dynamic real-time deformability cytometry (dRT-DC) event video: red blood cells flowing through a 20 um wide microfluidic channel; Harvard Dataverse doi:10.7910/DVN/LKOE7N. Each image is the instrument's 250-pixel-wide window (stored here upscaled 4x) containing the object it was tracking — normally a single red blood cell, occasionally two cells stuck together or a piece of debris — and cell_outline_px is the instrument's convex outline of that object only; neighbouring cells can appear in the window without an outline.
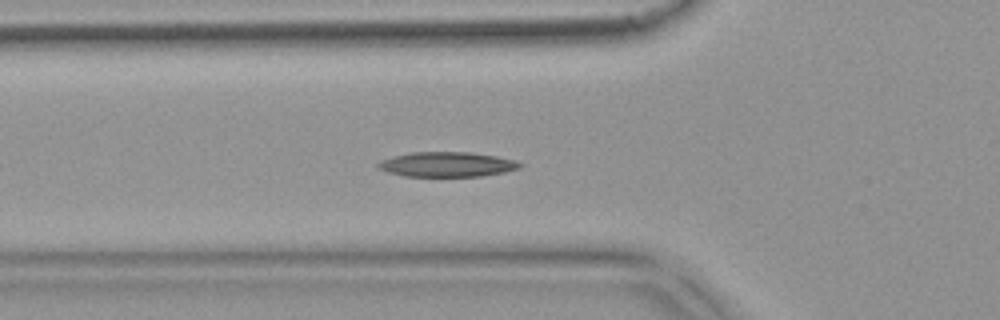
{"species": "common noctule bat (a hibernating species)", "species_latin": "Nyctalus noctula", "temperature_condition": "warm", "stored_images_in_passage": 34, "camera_frame_rate_fps": 3000, "um_per_image_px": 0.085, "animal": {"sex": "female", "body_mass_g": 18.4}, "frame": {"image": 1, "passage_image": 10, "time_ms": 3.0, "image_size_px": [1000, 320], "cell_outline_px": [[524, 164], [520, 168], [504, 172], [480, 176], [404, 176], [388, 172], [376, 168], [376, 164], [380, 160], [392, 156], [412, 152], [468, 152], [496, 156], [512, 160]], "centroid_in_image_um": [37.94, 13.97], "position_along_channel_um": 87.9, "area_um2": 20.52}}
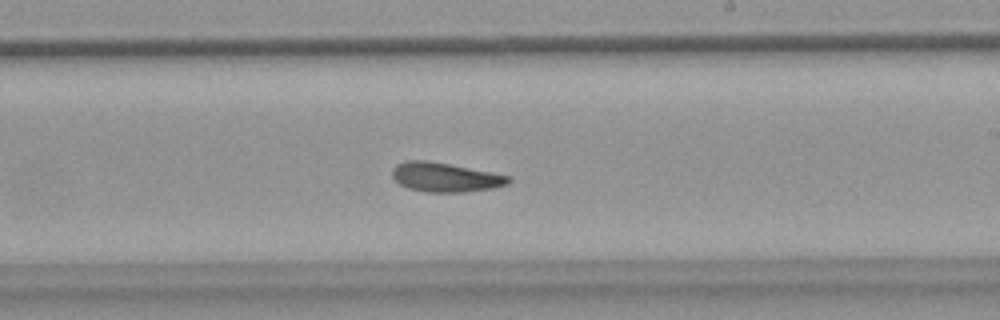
{"frame": {"image": 2, "passage_image": 23, "time_ms": 7.333, "image_size_px": [1000, 320], "cell_outline_px": [[512, 180], [508, 184], [492, 188], [464, 192], [424, 192], [408, 188], [400, 184], [392, 176], [392, 168], [396, 164], [408, 160], [428, 160], [492, 172], [512, 176]], "centroid_in_image_um": [37.85, 15.06], "position_along_channel_um": 251.1, "area_um2": 19.94}}
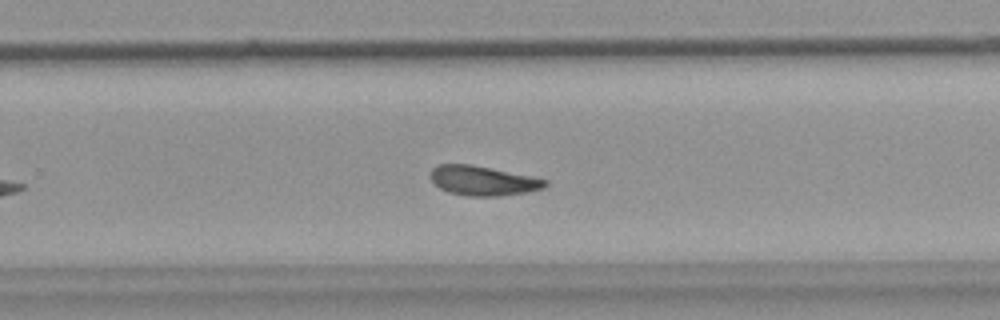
{"frame": {"image": 3, "passage_image": 26, "time_ms": 8.333, "image_size_px": [1000, 320], "cell_outline_px": [[548, 184], [544, 188], [524, 192], [496, 196], [468, 196], [448, 192], [440, 188], [428, 176], [432, 168], [440, 164], [472, 164], [548, 180]], "centroid_in_image_um": [41.01, 15.35], "position_along_channel_um": 288.8, "area_um2": 19.59}, "authors_computed_cell_mechanics": {"area_um2": 19.7387, "velocity_mm_per_s": 3.7764, "shape_relaxation_time_tau1_ms": 5.2899, "shape_relaxation_time_tau2_ms": 5.0105, "deformation_change_tau1": 0.1392, "deformation_change_tau2": 0.1251}}